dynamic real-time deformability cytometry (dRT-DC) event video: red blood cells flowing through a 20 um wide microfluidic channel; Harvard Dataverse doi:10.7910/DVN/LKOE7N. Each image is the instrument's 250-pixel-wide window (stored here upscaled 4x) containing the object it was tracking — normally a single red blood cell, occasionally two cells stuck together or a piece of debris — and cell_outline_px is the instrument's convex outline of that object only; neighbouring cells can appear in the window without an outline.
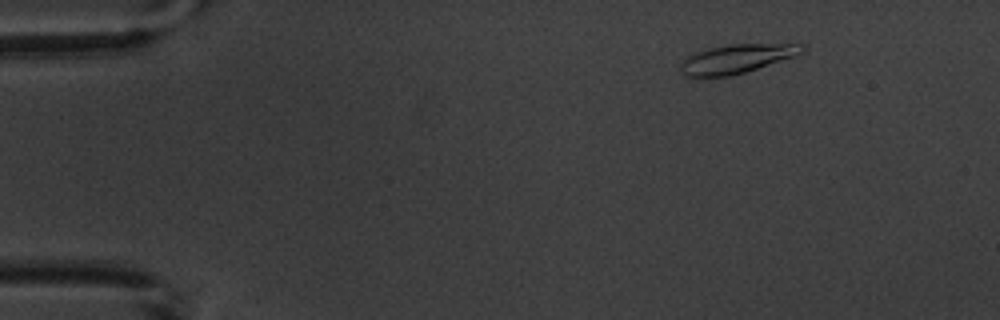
{"species": "common noctule bat (a hibernating species)", "species_latin": "Nyctalus noctula", "temperature_condition": "warm", "stored_images_in_passage": 7, "camera_frame_rate_fps": 3000, "um_per_image_px": 0.085, "animal": {"sex": "male", "body_mass_g": 20.1, "forearm_length_mm": 53.5}, "frame": {"image": 1, "passage_image": 2, "time_ms": 1.0, "image_size_px": [1000, 320], "cell_outline_px": [[808, 48], [796, 56], [744, 72], [728, 76], [684, 76], [680, 72], [680, 68], [684, 60], [692, 52], [708, 48], [728, 44], [804, 44]], "centroid_in_image_um": [62.62, 4.98], "position_along_channel_um": 22.4, "area_um2": 20.4}}
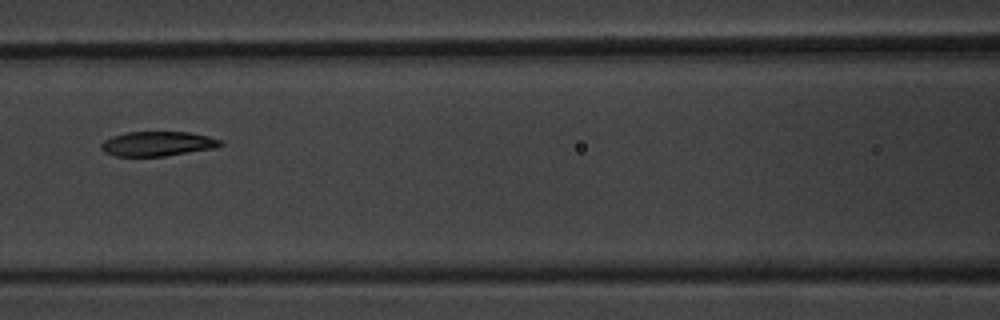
{"frame": {"image": 2, "passage_image": 7, "time_ms": 7.0, "image_size_px": [1000, 320], "cell_outline_px": [[224, 144], [216, 148], [164, 156], [116, 156], [104, 152], [100, 148], [100, 144], [104, 140], [112, 136], [124, 132], [188, 132], [208, 136], [220, 140]], "centroid_in_image_um": [13.37, 12.22], "position_along_channel_um": 153.2, "area_um2": 17.17}}